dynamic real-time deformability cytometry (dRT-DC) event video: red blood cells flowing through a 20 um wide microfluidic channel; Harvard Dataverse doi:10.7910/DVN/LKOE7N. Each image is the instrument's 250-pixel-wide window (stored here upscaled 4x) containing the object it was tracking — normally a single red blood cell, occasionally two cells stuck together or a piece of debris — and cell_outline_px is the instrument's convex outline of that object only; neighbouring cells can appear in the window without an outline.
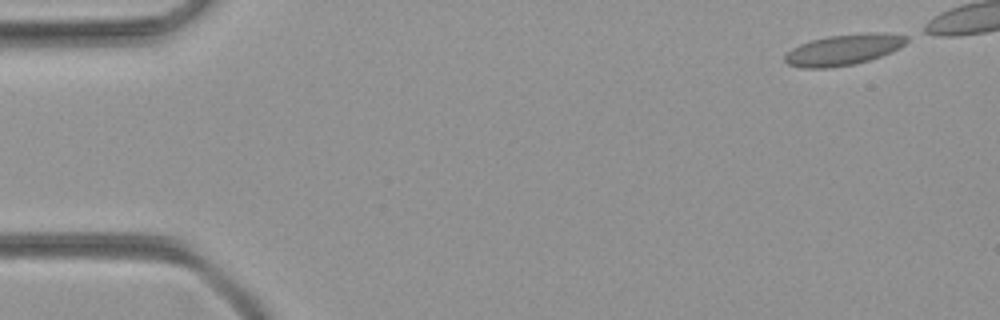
{"species": "common noctule bat (a hibernating species)", "species_latin": "Nyctalus noctula", "temperature_condition": "room temperature", "stored_images_in_passage": 44, "camera_frame_rate_fps": 3000, "um_per_image_px": 0.085, "animal": {"sex": "female", "body_mass_g": 21.9}, "frame": {"image": 1, "passage_image": 1, "time_ms": 0.0, "image_size_px": [1000, 320], "cell_outline_px": [[908, 40], [904, 44], [892, 52], [868, 60], [852, 64], [828, 68], [804, 68], [788, 64], [784, 60], [784, 56], [792, 48], [800, 44], [812, 40], [828, 36], [864, 32], [888, 32], [908, 36]], "centroid_in_image_um": [71.72, 4.21], "position_along_channel_um": 13.3, "area_um2": 21.91}}
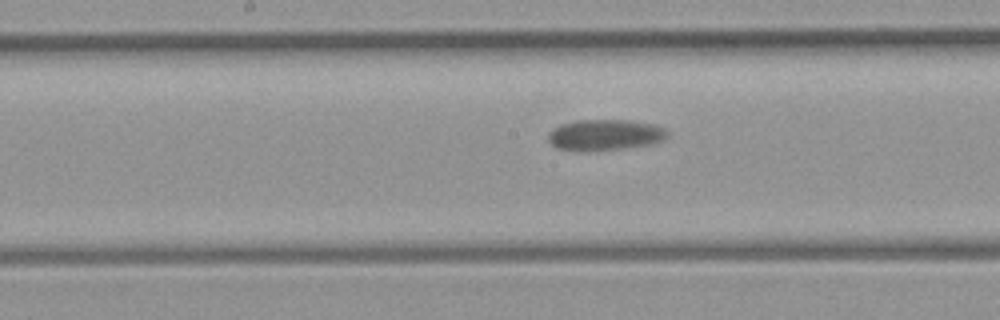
{"frame": {"image": 2, "passage_image": 25, "time_ms": 8.0, "image_size_px": [1000, 320], "cell_outline_px": [[668, 136], [664, 140], [652, 144], [624, 148], [584, 152], [576, 152], [556, 148], [548, 140], [548, 132], [560, 124], [576, 120], [632, 120], [652, 124], [664, 128], [668, 132]], "centroid_in_image_um": [51.39, 11.48], "position_along_channel_um": 196.8, "area_um2": 21.91}}
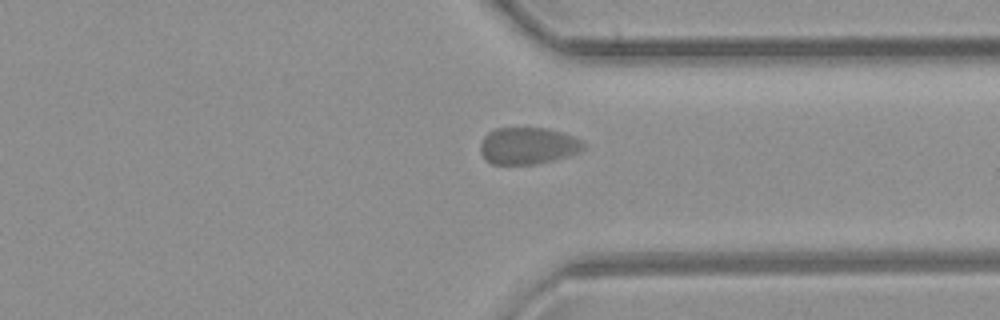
{"frame": {"image": 3, "passage_image": 38, "time_ms": 12.333, "image_size_px": [1000, 320], "cell_outline_px": [[588, 144], [580, 152], [568, 156], [536, 164], [492, 164], [480, 152], [480, 144], [484, 136], [488, 132], [496, 128], [548, 128], [572, 136]], "centroid_in_image_um": [44.89, 12.39], "position_along_channel_um": 366.5, "area_um2": 22.14}}